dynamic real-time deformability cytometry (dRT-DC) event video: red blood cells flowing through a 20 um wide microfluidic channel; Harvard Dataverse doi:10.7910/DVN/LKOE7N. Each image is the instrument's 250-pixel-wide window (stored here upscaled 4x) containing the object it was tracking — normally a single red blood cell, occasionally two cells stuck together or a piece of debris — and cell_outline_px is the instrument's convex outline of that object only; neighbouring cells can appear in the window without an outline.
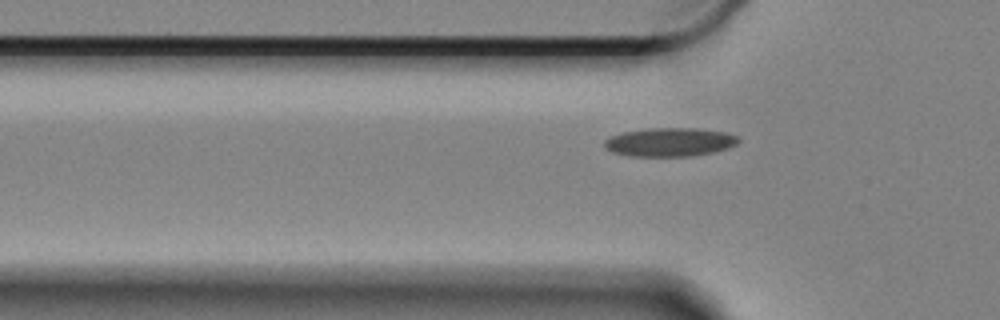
{"species": "Egyptian fruit bat (a non-hibernating species)", "species_latin": "Rousettus aegyptiacus", "temperature_condition": "cold", "stored_images_in_passage": 30, "camera_frame_rate_fps": 3000, "um_per_image_px": 0.085, "animal": {"sex": "female"}, "frame": {"image": 1, "passage_image": 4, "time_ms": 1.0, "image_size_px": [1000, 320], "cell_outline_px": [[740, 140], [736, 144], [728, 148], [712, 152], [692, 156], [628, 156], [612, 152], [604, 148], [604, 140], [612, 136], [624, 132], [648, 128], [696, 128], [728, 132], [740, 136]], "centroid_in_image_um": [56.95, 12.07], "position_along_channel_um": 68.8, "area_um2": 22.54}}
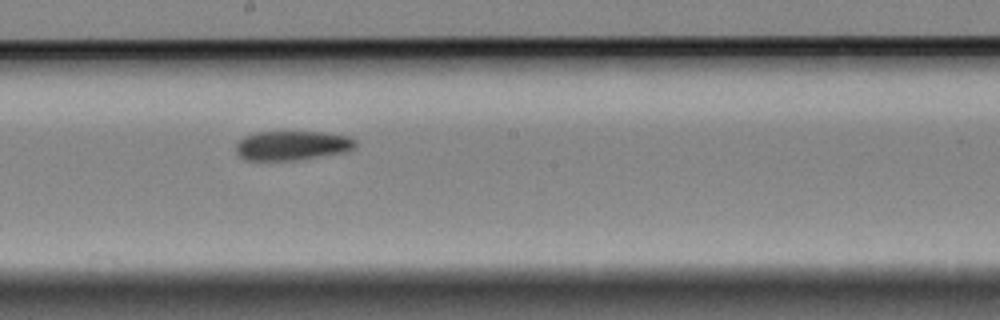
{"frame": {"image": 2, "passage_image": 18, "time_ms": 5.667, "image_size_px": [1000, 320], "cell_outline_px": [[356, 148], [348, 152], [292, 160], [248, 160], [240, 156], [236, 152], [236, 144], [244, 136], [256, 132], [320, 132], [348, 136], [356, 140]], "centroid_in_image_um": [24.86, 12.36], "position_along_channel_um": 223.3, "area_um2": 20.4}}
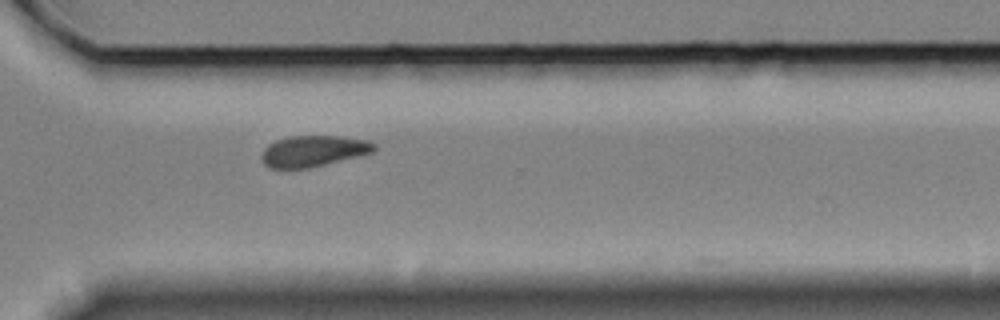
{"frame": {"image": 3, "passage_image": 29, "time_ms": 9.333, "image_size_px": [1000, 320], "cell_outline_px": [[376, 148], [372, 152], [308, 168], [268, 168], [264, 164], [260, 156], [264, 148], [268, 144], [276, 140], [288, 136], [340, 136], [368, 140], [376, 144]], "centroid_in_image_um": [26.59, 12.83], "position_along_channel_um": 344.0, "area_um2": 20.29}}